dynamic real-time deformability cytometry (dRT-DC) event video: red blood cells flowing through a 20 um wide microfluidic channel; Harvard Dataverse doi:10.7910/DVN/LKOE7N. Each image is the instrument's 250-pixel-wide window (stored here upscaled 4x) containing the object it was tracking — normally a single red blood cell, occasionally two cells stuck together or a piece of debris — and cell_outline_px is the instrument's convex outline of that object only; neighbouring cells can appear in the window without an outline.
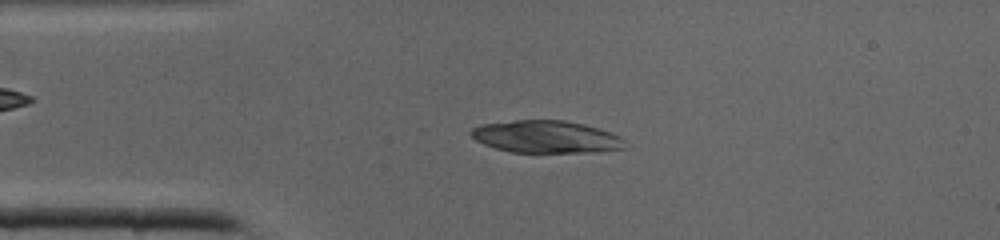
{"species": "common noctule bat (a hibernating species)", "species_latin": "Nyctalus noctula", "temperature_condition": "cold", "stored_images_in_passage": 35, "segment_of_instrument_passage": [1, 3], "camera_frame_rate_fps": 3000, "um_per_image_px": 0.085, "animal": {"sex": "male", "body_mass_g": 19.0, "forearm_length_mm": 50.8}, "frame": {"image": 1, "passage_image": 8, "time_ms": 2.333, "image_size_px": [1000, 240], "cell_outline_px": [[600, 132], [596, 148], [560, 152], [520, 152], [504, 148], [492, 144], [476, 136], [476, 132], [480, 128], [496, 124], [524, 124], [588, 128]], "centroid_in_image_um": [45.84, 11.7], "position_along_channel_um": 39.2, "area_um2": 20.23}}
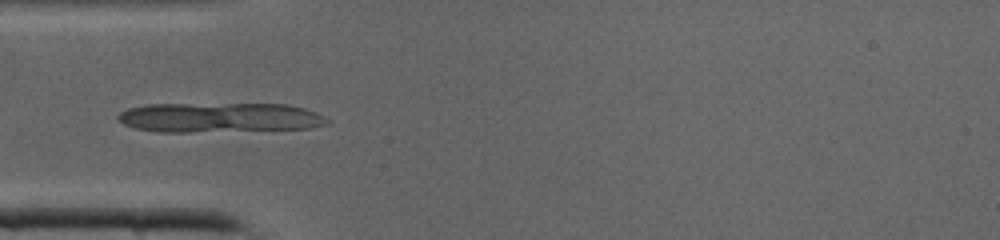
{"frame": {"image": 2, "passage_image": 11, "time_ms": 3.333, "image_size_px": [1000, 240], "cell_outline_px": [[228, 124], [196, 128], [148, 128], [124, 120], [124, 116], [128, 112], [140, 108], [212, 108]], "centroid_in_image_um": [14.86, 10.02], "position_along_channel_um": 70.1, "area_um2": 12.6}}
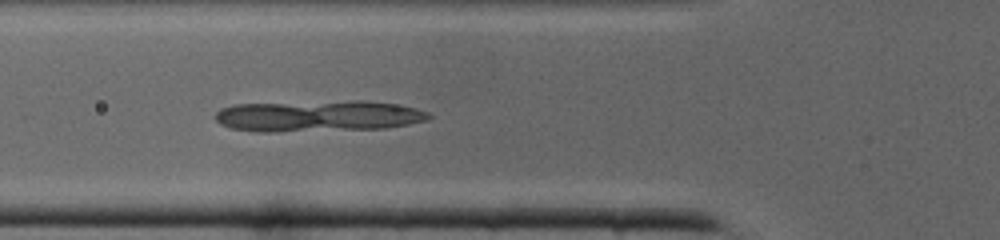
{"frame": {"image": 3, "passage_image": 13, "time_ms": 4.0, "image_size_px": [1000, 240], "cell_outline_px": [[324, 120], [288, 128], [248, 128], [228, 124], [220, 120], [220, 112], [228, 108], [292, 108], [312, 112]], "centroid_in_image_um": [22.77, 9.99], "position_along_channel_um": 103.0, "area_um2": 12.25}}